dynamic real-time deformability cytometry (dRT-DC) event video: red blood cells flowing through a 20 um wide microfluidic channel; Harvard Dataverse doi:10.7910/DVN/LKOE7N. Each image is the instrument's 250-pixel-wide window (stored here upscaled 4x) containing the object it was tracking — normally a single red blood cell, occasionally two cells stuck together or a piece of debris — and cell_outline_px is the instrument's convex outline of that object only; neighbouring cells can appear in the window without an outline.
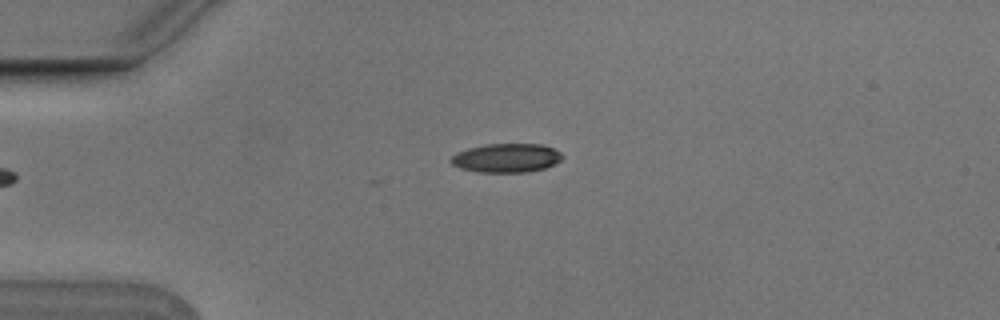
{"species": "Egyptian fruit bat (a non-hibernating species)", "species_latin": "Rousettus aegyptiacus", "temperature_condition": "cold", "stored_images_in_passage": 4, "camera_frame_rate_fps": 3000, "um_per_image_px": 0.085, "animal": {"sex": "male"}, "frame": {"image": 1, "passage_image": 4, "time_ms": 1.0, "image_size_px": [1000, 320], "cell_outline_px": [[564, 156], [556, 164], [544, 168], [528, 172], [480, 172], [460, 168], [452, 164], [448, 160], [456, 152], [468, 148], [488, 144], [544, 144], [560, 152]], "centroid_in_image_um": [43.05, 13.42], "position_along_channel_um": 42.0, "area_um2": 18.84}}